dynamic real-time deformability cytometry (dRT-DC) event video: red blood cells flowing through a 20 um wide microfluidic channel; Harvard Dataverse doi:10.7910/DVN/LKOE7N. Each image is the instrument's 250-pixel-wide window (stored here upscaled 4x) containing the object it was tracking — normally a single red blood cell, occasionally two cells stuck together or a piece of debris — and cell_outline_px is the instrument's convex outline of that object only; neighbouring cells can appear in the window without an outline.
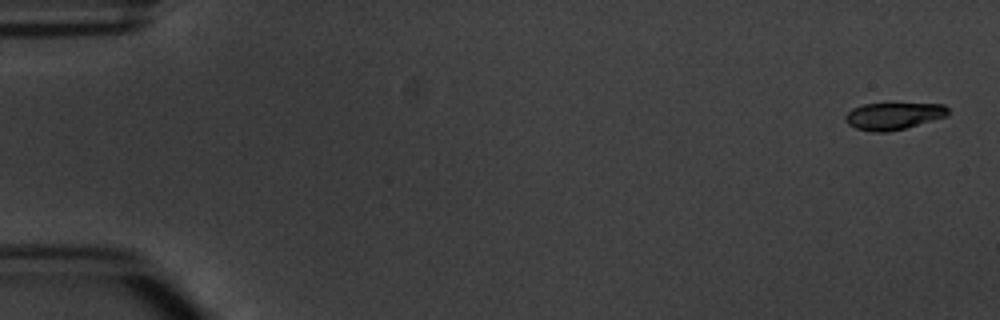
{"species": "common noctule bat (a hibernating species)", "species_latin": "Nyctalus noctula", "temperature_condition": "warm", "stored_images_in_passage": 6, "camera_frame_rate_fps": 3000, "um_per_image_px": 0.085, "animal": {"sex": "male", "body_mass_g": 20.1, "forearm_length_mm": 53.5}, "frame": {"image": 1, "passage_image": 1, "time_ms": 0.0, "image_size_px": [1000, 320], "cell_outline_px": [[948, 116], [904, 128], [888, 132], [872, 132], [856, 128], [848, 124], [844, 120], [844, 116], [852, 108], [864, 104], [944, 104], [948, 108]], "centroid_in_image_um": [75.92, 9.86], "position_along_channel_um": 9.1, "area_um2": 16.07}}
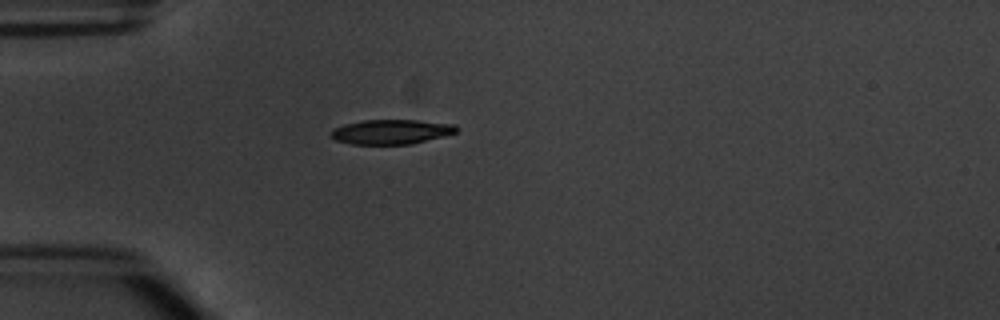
{"frame": {"image": 2, "passage_image": 5, "time_ms": 4.667, "image_size_px": [1000, 320], "cell_outline_px": [[460, 128], [456, 132], [444, 136], [408, 144], [352, 144], [336, 140], [328, 136], [332, 128], [344, 124], [364, 120], [416, 120], [456, 124]], "centroid_in_image_um": [33.23, 11.19], "position_along_channel_um": 51.8, "area_um2": 18.09}}